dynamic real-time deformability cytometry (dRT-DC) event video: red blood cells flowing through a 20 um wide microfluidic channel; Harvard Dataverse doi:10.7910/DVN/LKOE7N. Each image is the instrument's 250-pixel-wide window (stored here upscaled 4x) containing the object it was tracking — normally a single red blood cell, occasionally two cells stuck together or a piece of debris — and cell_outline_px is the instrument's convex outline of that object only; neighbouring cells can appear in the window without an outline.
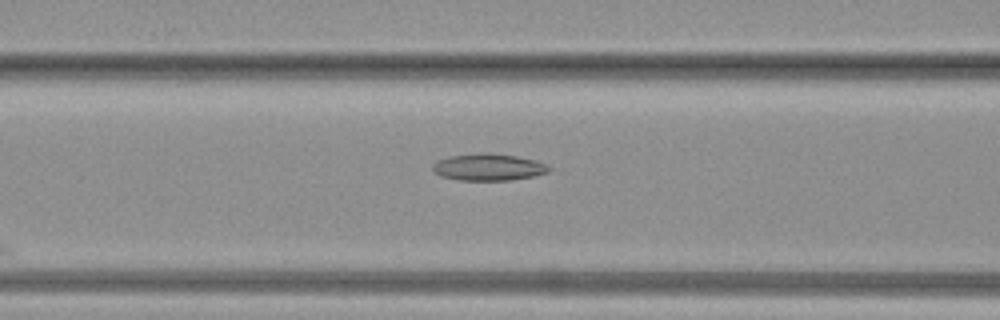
{"species": "common noctule bat (a hibernating species)", "species_latin": "Nyctalus noctula", "temperature_condition": "warm", "stored_images_in_passage": 14, "camera_frame_rate_fps": 3000, "um_per_image_px": 0.085, "animal": {"sex": "female", "body_mass_g": 19.3, "forearm_length_mm": 54.1}, "frame": {"image": 1, "passage_image": 7, "time_ms": 2.0, "image_size_px": [1000, 320], "cell_outline_px": [[548, 172], [532, 176], [512, 180], [456, 180], [440, 176], [432, 172], [432, 164], [436, 160], [448, 156], [484, 152], [516, 156], [536, 160], [548, 164]], "centroid_in_image_um": [41.45, 14.2], "position_along_channel_um": 125.2, "area_um2": 18.38}}
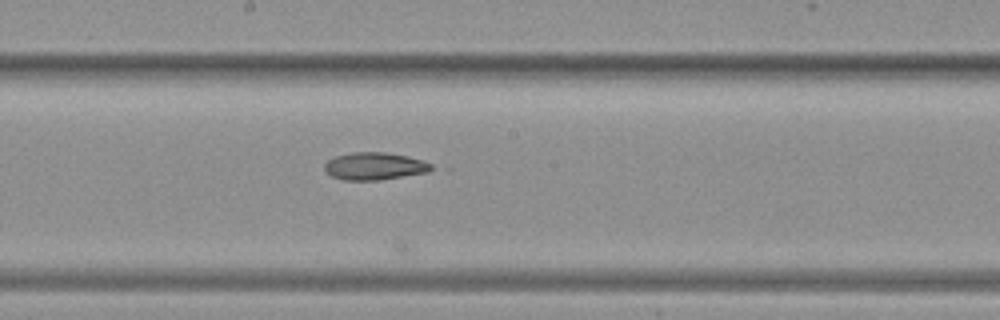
{"frame": {"image": 2, "passage_image": 12, "time_ms": 3.667, "image_size_px": [1000, 320], "cell_outline_px": [[436, 168], [428, 172], [380, 180], [344, 180], [332, 176], [324, 168], [324, 164], [328, 160], [336, 156], [352, 152], [384, 152], [408, 156], [424, 160], [432, 164]], "centroid_in_image_um": [31.89, 14.12], "position_along_channel_um": 216.3, "area_um2": 17.17}}